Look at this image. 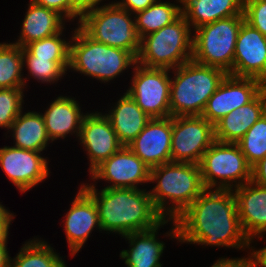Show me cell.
Wrapping results in <instances>:
<instances>
[{
	"label": "cell",
	"instance_id": "obj_17",
	"mask_svg": "<svg viewBox=\"0 0 266 267\" xmlns=\"http://www.w3.org/2000/svg\"><path fill=\"white\" fill-rule=\"evenodd\" d=\"M172 117L152 118L127 146L150 169L171 162Z\"/></svg>",
	"mask_w": 266,
	"mask_h": 267
},
{
	"label": "cell",
	"instance_id": "obj_5",
	"mask_svg": "<svg viewBox=\"0 0 266 267\" xmlns=\"http://www.w3.org/2000/svg\"><path fill=\"white\" fill-rule=\"evenodd\" d=\"M70 40L69 69L85 76L110 82L136 65V58L129 51L97 42L79 26Z\"/></svg>",
	"mask_w": 266,
	"mask_h": 267
},
{
	"label": "cell",
	"instance_id": "obj_39",
	"mask_svg": "<svg viewBox=\"0 0 266 267\" xmlns=\"http://www.w3.org/2000/svg\"><path fill=\"white\" fill-rule=\"evenodd\" d=\"M253 252H250L248 257V266L249 267H266V246L261 249H251Z\"/></svg>",
	"mask_w": 266,
	"mask_h": 267
},
{
	"label": "cell",
	"instance_id": "obj_42",
	"mask_svg": "<svg viewBox=\"0 0 266 267\" xmlns=\"http://www.w3.org/2000/svg\"><path fill=\"white\" fill-rule=\"evenodd\" d=\"M12 220L13 218H0V241H7Z\"/></svg>",
	"mask_w": 266,
	"mask_h": 267
},
{
	"label": "cell",
	"instance_id": "obj_6",
	"mask_svg": "<svg viewBox=\"0 0 266 267\" xmlns=\"http://www.w3.org/2000/svg\"><path fill=\"white\" fill-rule=\"evenodd\" d=\"M191 27L181 14L175 21L140 39L136 63L147 68L174 69L192 59Z\"/></svg>",
	"mask_w": 266,
	"mask_h": 267
},
{
	"label": "cell",
	"instance_id": "obj_18",
	"mask_svg": "<svg viewBox=\"0 0 266 267\" xmlns=\"http://www.w3.org/2000/svg\"><path fill=\"white\" fill-rule=\"evenodd\" d=\"M64 228L72 256H75L96 227L102 231L93 197L82 187L64 216Z\"/></svg>",
	"mask_w": 266,
	"mask_h": 267
},
{
	"label": "cell",
	"instance_id": "obj_8",
	"mask_svg": "<svg viewBox=\"0 0 266 267\" xmlns=\"http://www.w3.org/2000/svg\"><path fill=\"white\" fill-rule=\"evenodd\" d=\"M244 21V15H236L194 29L192 59L230 74L237 36Z\"/></svg>",
	"mask_w": 266,
	"mask_h": 267
},
{
	"label": "cell",
	"instance_id": "obj_27",
	"mask_svg": "<svg viewBox=\"0 0 266 267\" xmlns=\"http://www.w3.org/2000/svg\"><path fill=\"white\" fill-rule=\"evenodd\" d=\"M182 14V7L156 0L145 10L135 13V27L140 39L172 23Z\"/></svg>",
	"mask_w": 266,
	"mask_h": 267
},
{
	"label": "cell",
	"instance_id": "obj_16",
	"mask_svg": "<svg viewBox=\"0 0 266 267\" xmlns=\"http://www.w3.org/2000/svg\"><path fill=\"white\" fill-rule=\"evenodd\" d=\"M79 140L90 159V173L123 147L109 118L101 112L85 113Z\"/></svg>",
	"mask_w": 266,
	"mask_h": 267
},
{
	"label": "cell",
	"instance_id": "obj_29",
	"mask_svg": "<svg viewBox=\"0 0 266 267\" xmlns=\"http://www.w3.org/2000/svg\"><path fill=\"white\" fill-rule=\"evenodd\" d=\"M22 47L13 43H0V89L24 88Z\"/></svg>",
	"mask_w": 266,
	"mask_h": 267
},
{
	"label": "cell",
	"instance_id": "obj_41",
	"mask_svg": "<svg viewBox=\"0 0 266 267\" xmlns=\"http://www.w3.org/2000/svg\"><path fill=\"white\" fill-rule=\"evenodd\" d=\"M7 241H0V267H10L11 257L7 251Z\"/></svg>",
	"mask_w": 266,
	"mask_h": 267
},
{
	"label": "cell",
	"instance_id": "obj_43",
	"mask_svg": "<svg viewBox=\"0 0 266 267\" xmlns=\"http://www.w3.org/2000/svg\"><path fill=\"white\" fill-rule=\"evenodd\" d=\"M14 214L9 212L2 204H0V218H14Z\"/></svg>",
	"mask_w": 266,
	"mask_h": 267
},
{
	"label": "cell",
	"instance_id": "obj_40",
	"mask_svg": "<svg viewBox=\"0 0 266 267\" xmlns=\"http://www.w3.org/2000/svg\"><path fill=\"white\" fill-rule=\"evenodd\" d=\"M211 267H249L248 257L245 258H219Z\"/></svg>",
	"mask_w": 266,
	"mask_h": 267
},
{
	"label": "cell",
	"instance_id": "obj_36",
	"mask_svg": "<svg viewBox=\"0 0 266 267\" xmlns=\"http://www.w3.org/2000/svg\"><path fill=\"white\" fill-rule=\"evenodd\" d=\"M36 4L54 10L69 21V0H32Z\"/></svg>",
	"mask_w": 266,
	"mask_h": 267
},
{
	"label": "cell",
	"instance_id": "obj_33",
	"mask_svg": "<svg viewBox=\"0 0 266 267\" xmlns=\"http://www.w3.org/2000/svg\"><path fill=\"white\" fill-rule=\"evenodd\" d=\"M24 88L0 89V127H11L17 116L22 112Z\"/></svg>",
	"mask_w": 266,
	"mask_h": 267
},
{
	"label": "cell",
	"instance_id": "obj_14",
	"mask_svg": "<svg viewBox=\"0 0 266 267\" xmlns=\"http://www.w3.org/2000/svg\"><path fill=\"white\" fill-rule=\"evenodd\" d=\"M0 166L8 179L24 193L49 175L48 161L41 152L13 146L0 148Z\"/></svg>",
	"mask_w": 266,
	"mask_h": 267
},
{
	"label": "cell",
	"instance_id": "obj_30",
	"mask_svg": "<svg viewBox=\"0 0 266 267\" xmlns=\"http://www.w3.org/2000/svg\"><path fill=\"white\" fill-rule=\"evenodd\" d=\"M62 32L33 41L22 48V56H37L50 61H69L70 41L60 37Z\"/></svg>",
	"mask_w": 266,
	"mask_h": 267
},
{
	"label": "cell",
	"instance_id": "obj_24",
	"mask_svg": "<svg viewBox=\"0 0 266 267\" xmlns=\"http://www.w3.org/2000/svg\"><path fill=\"white\" fill-rule=\"evenodd\" d=\"M62 15L30 0L22 23L19 39L13 43L24 48L27 44L50 37L65 29Z\"/></svg>",
	"mask_w": 266,
	"mask_h": 267
},
{
	"label": "cell",
	"instance_id": "obj_13",
	"mask_svg": "<svg viewBox=\"0 0 266 267\" xmlns=\"http://www.w3.org/2000/svg\"><path fill=\"white\" fill-rule=\"evenodd\" d=\"M92 180L104 179L111 185L104 188H133L150 181V168L127 146L121 147L91 173Z\"/></svg>",
	"mask_w": 266,
	"mask_h": 267
},
{
	"label": "cell",
	"instance_id": "obj_3",
	"mask_svg": "<svg viewBox=\"0 0 266 267\" xmlns=\"http://www.w3.org/2000/svg\"><path fill=\"white\" fill-rule=\"evenodd\" d=\"M149 182H156L149 193L154 207L164 219L175 220L206 189L200 167L193 163L169 162L153 167Z\"/></svg>",
	"mask_w": 266,
	"mask_h": 267
},
{
	"label": "cell",
	"instance_id": "obj_34",
	"mask_svg": "<svg viewBox=\"0 0 266 267\" xmlns=\"http://www.w3.org/2000/svg\"><path fill=\"white\" fill-rule=\"evenodd\" d=\"M245 21L266 37V0H244Z\"/></svg>",
	"mask_w": 266,
	"mask_h": 267
},
{
	"label": "cell",
	"instance_id": "obj_12",
	"mask_svg": "<svg viewBox=\"0 0 266 267\" xmlns=\"http://www.w3.org/2000/svg\"><path fill=\"white\" fill-rule=\"evenodd\" d=\"M264 88L265 84L256 78L227 74L208 99L201 116L215 125L233 110L251 102Z\"/></svg>",
	"mask_w": 266,
	"mask_h": 267
},
{
	"label": "cell",
	"instance_id": "obj_35",
	"mask_svg": "<svg viewBox=\"0 0 266 267\" xmlns=\"http://www.w3.org/2000/svg\"><path fill=\"white\" fill-rule=\"evenodd\" d=\"M101 1L102 0H69V20L72 21L74 18L79 17L77 23L79 24L81 16L95 5H100Z\"/></svg>",
	"mask_w": 266,
	"mask_h": 267
},
{
	"label": "cell",
	"instance_id": "obj_4",
	"mask_svg": "<svg viewBox=\"0 0 266 267\" xmlns=\"http://www.w3.org/2000/svg\"><path fill=\"white\" fill-rule=\"evenodd\" d=\"M172 70L171 117L202 115L208 99L227 76L225 71L197 63L193 59Z\"/></svg>",
	"mask_w": 266,
	"mask_h": 267
},
{
	"label": "cell",
	"instance_id": "obj_28",
	"mask_svg": "<svg viewBox=\"0 0 266 267\" xmlns=\"http://www.w3.org/2000/svg\"><path fill=\"white\" fill-rule=\"evenodd\" d=\"M52 248L47 241L30 240L23 244L14 259L11 258L10 267H67Z\"/></svg>",
	"mask_w": 266,
	"mask_h": 267
},
{
	"label": "cell",
	"instance_id": "obj_21",
	"mask_svg": "<svg viewBox=\"0 0 266 267\" xmlns=\"http://www.w3.org/2000/svg\"><path fill=\"white\" fill-rule=\"evenodd\" d=\"M46 131L51 141L65 138L67 134H75L79 139L82 121L85 117L75 98L59 96L50 103L42 113Z\"/></svg>",
	"mask_w": 266,
	"mask_h": 267
},
{
	"label": "cell",
	"instance_id": "obj_25",
	"mask_svg": "<svg viewBox=\"0 0 266 267\" xmlns=\"http://www.w3.org/2000/svg\"><path fill=\"white\" fill-rule=\"evenodd\" d=\"M182 14L192 29L236 15H244V0H182Z\"/></svg>",
	"mask_w": 266,
	"mask_h": 267
},
{
	"label": "cell",
	"instance_id": "obj_2",
	"mask_svg": "<svg viewBox=\"0 0 266 267\" xmlns=\"http://www.w3.org/2000/svg\"><path fill=\"white\" fill-rule=\"evenodd\" d=\"M93 197L102 231L121 237L155 228L164 218L153 205L149 191L133 188L96 189V184H81Z\"/></svg>",
	"mask_w": 266,
	"mask_h": 267
},
{
	"label": "cell",
	"instance_id": "obj_22",
	"mask_svg": "<svg viewBox=\"0 0 266 267\" xmlns=\"http://www.w3.org/2000/svg\"><path fill=\"white\" fill-rule=\"evenodd\" d=\"M171 219H164L155 228L129 233L123 236L130 243L129 250H122L120 257L125 259L127 267H162L160 257L165 244L156 238L160 226L167 224Z\"/></svg>",
	"mask_w": 266,
	"mask_h": 267
},
{
	"label": "cell",
	"instance_id": "obj_38",
	"mask_svg": "<svg viewBox=\"0 0 266 267\" xmlns=\"http://www.w3.org/2000/svg\"><path fill=\"white\" fill-rule=\"evenodd\" d=\"M251 181L266 187V156L251 167Z\"/></svg>",
	"mask_w": 266,
	"mask_h": 267
},
{
	"label": "cell",
	"instance_id": "obj_19",
	"mask_svg": "<svg viewBox=\"0 0 266 267\" xmlns=\"http://www.w3.org/2000/svg\"><path fill=\"white\" fill-rule=\"evenodd\" d=\"M233 192L243 233L250 243L257 236L263 238L266 232V187L250 181Z\"/></svg>",
	"mask_w": 266,
	"mask_h": 267
},
{
	"label": "cell",
	"instance_id": "obj_9",
	"mask_svg": "<svg viewBox=\"0 0 266 267\" xmlns=\"http://www.w3.org/2000/svg\"><path fill=\"white\" fill-rule=\"evenodd\" d=\"M199 167L206 189L216 186L215 189L233 190L251 181V166L237 143L215 140L203 154Z\"/></svg>",
	"mask_w": 266,
	"mask_h": 267
},
{
	"label": "cell",
	"instance_id": "obj_11",
	"mask_svg": "<svg viewBox=\"0 0 266 267\" xmlns=\"http://www.w3.org/2000/svg\"><path fill=\"white\" fill-rule=\"evenodd\" d=\"M214 141V125L201 115L172 117L171 162L199 165Z\"/></svg>",
	"mask_w": 266,
	"mask_h": 267
},
{
	"label": "cell",
	"instance_id": "obj_23",
	"mask_svg": "<svg viewBox=\"0 0 266 267\" xmlns=\"http://www.w3.org/2000/svg\"><path fill=\"white\" fill-rule=\"evenodd\" d=\"M105 115L109 118L119 142L128 146L144 129L151 118L126 92Z\"/></svg>",
	"mask_w": 266,
	"mask_h": 267
},
{
	"label": "cell",
	"instance_id": "obj_15",
	"mask_svg": "<svg viewBox=\"0 0 266 267\" xmlns=\"http://www.w3.org/2000/svg\"><path fill=\"white\" fill-rule=\"evenodd\" d=\"M230 75L256 78L266 85V37L246 21L237 36Z\"/></svg>",
	"mask_w": 266,
	"mask_h": 267
},
{
	"label": "cell",
	"instance_id": "obj_26",
	"mask_svg": "<svg viewBox=\"0 0 266 267\" xmlns=\"http://www.w3.org/2000/svg\"><path fill=\"white\" fill-rule=\"evenodd\" d=\"M10 130L16 141L13 147L16 148L42 152L51 141L40 112H21L11 124Z\"/></svg>",
	"mask_w": 266,
	"mask_h": 267
},
{
	"label": "cell",
	"instance_id": "obj_20",
	"mask_svg": "<svg viewBox=\"0 0 266 267\" xmlns=\"http://www.w3.org/2000/svg\"><path fill=\"white\" fill-rule=\"evenodd\" d=\"M266 113V87L248 104L221 118L215 125V140L237 143Z\"/></svg>",
	"mask_w": 266,
	"mask_h": 267
},
{
	"label": "cell",
	"instance_id": "obj_37",
	"mask_svg": "<svg viewBox=\"0 0 266 267\" xmlns=\"http://www.w3.org/2000/svg\"><path fill=\"white\" fill-rule=\"evenodd\" d=\"M156 0H122L115 4L120 8L126 9L131 14L145 10L152 5Z\"/></svg>",
	"mask_w": 266,
	"mask_h": 267
},
{
	"label": "cell",
	"instance_id": "obj_1",
	"mask_svg": "<svg viewBox=\"0 0 266 267\" xmlns=\"http://www.w3.org/2000/svg\"><path fill=\"white\" fill-rule=\"evenodd\" d=\"M171 221L173 225L166 234L181 243L239 250L253 248L243 233L237 200L230 189H205L180 216Z\"/></svg>",
	"mask_w": 266,
	"mask_h": 267
},
{
	"label": "cell",
	"instance_id": "obj_7",
	"mask_svg": "<svg viewBox=\"0 0 266 267\" xmlns=\"http://www.w3.org/2000/svg\"><path fill=\"white\" fill-rule=\"evenodd\" d=\"M78 26L93 40L129 51L135 58L140 49V37L135 20L126 9L112 2L95 5L81 16Z\"/></svg>",
	"mask_w": 266,
	"mask_h": 267
},
{
	"label": "cell",
	"instance_id": "obj_31",
	"mask_svg": "<svg viewBox=\"0 0 266 267\" xmlns=\"http://www.w3.org/2000/svg\"><path fill=\"white\" fill-rule=\"evenodd\" d=\"M237 144L251 167L266 156V113L251 126Z\"/></svg>",
	"mask_w": 266,
	"mask_h": 267
},
{
	"label": "cell",
	"instance_id": "obj_32",
	"mask_svg": "<svg viewBox=\"0 0 266 267\" xmlns=\"http://www.w3.org/2000/svg\"><path fill=\"white\" fill-rule=\"evenodd\" d=\"M23 64H26L30 76L47 84L61 79L69 69V61H50L37 56H23Z\"/></svg>",
	"mask_w": 266,
	"mask_h": 267
},
{
	"label": "cell",
	"instance_id": "obj_10",
	"mask_svg": "<svg viewBox=\"0 0 266 267\" xmlns=\"http://www.w3.org/2000/svg\"><path fill=\"white\" fill-rule=\"evenodd\" d=\"M133 69L131 87L126 92L151 119L170 117V69L137 63Z\"/></svg>",
	"mask_w": 266,
	"mask_h": 267
}]
</instances>
